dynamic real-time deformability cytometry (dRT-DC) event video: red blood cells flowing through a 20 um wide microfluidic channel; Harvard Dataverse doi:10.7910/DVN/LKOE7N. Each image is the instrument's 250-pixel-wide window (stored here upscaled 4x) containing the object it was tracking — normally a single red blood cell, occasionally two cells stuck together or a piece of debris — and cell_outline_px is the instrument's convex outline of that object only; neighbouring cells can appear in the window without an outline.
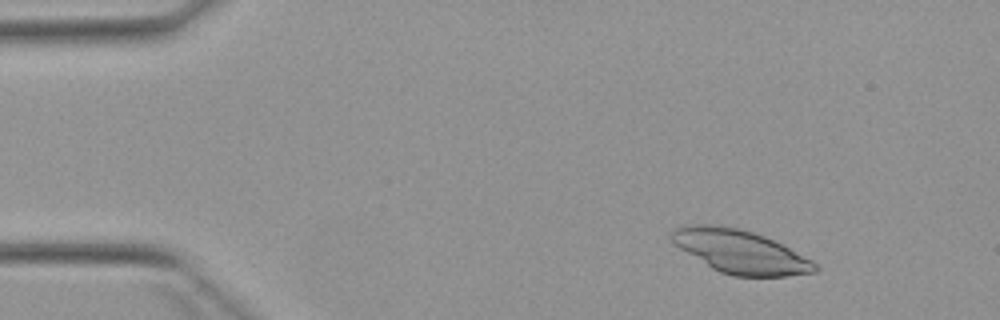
{"species": "Egyptian fruit bat (a non-hibernating species)", "species_latin": "Rousettus aegyptiacus", "temperature_condition": "warm", "stored_images_in_passage": 4, "camera_frame_rate_fps": 3000, "um_per_image_px": 0.085, "animal": {"sex": "female"}, "frame": {"image": 1, "passage_image": 2, "time_ms": 1.333, "image_size_px": [1000, 320], "cell_outline_px": [[820, 268], [816, 272], [784, 276], [732, 276], [720, 272], [712, 268], [680, 248], [672, 240], [672, 232], [676, 228], [692, 224], [720, 224], [752, 232], [764, 236], [812, 260]], "centroid_in_image_um": [62.93, 21.39], "position_along_channel_um": 22.1, "area_um2": 35.6}}